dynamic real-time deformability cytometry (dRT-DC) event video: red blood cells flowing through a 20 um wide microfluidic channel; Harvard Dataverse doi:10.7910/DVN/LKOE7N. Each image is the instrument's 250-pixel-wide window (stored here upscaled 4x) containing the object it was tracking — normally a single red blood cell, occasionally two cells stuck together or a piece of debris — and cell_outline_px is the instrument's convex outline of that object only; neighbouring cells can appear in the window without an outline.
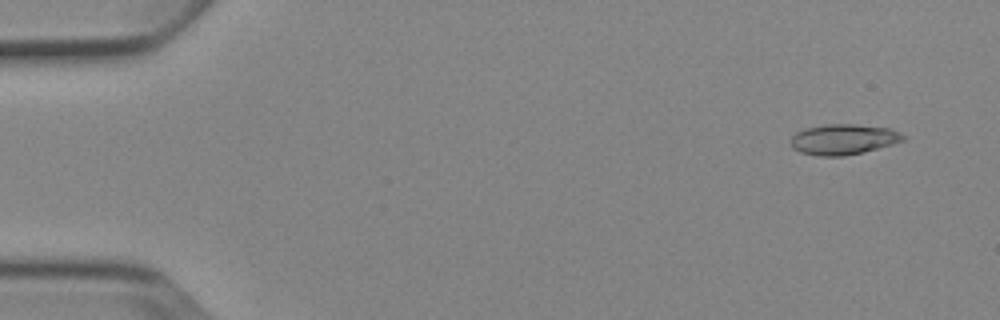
{"species": "Egyptian fruit bat (a non-hibernating species)", "species_latin": "Rousettus aegyptiacus", "temperature_condition": "cold", "stored_images_in_passage": 6, "camera_frame_rate_fps": 3000, "um_per_image_px": 0.085, "animal": {"sex": "female"}, "frame": {"image": 1, "passage_image": 2, "time_ms": 1.0, "image_size_px": [1000, 320], "cell_outline_px": [[904, 140], [892, 144], [864, 152], [844, 156], [816, 156], [800, 152], [792, 148], [792, 136], [796, 132], [804, 128], [824, 124], [852, 124], [892, 128], [900, 132], [904, 136]], "centroid_in_image_um": [71.68, 11.84], "position_along_channel_um": 13.3, "area_um2": 20.06}}
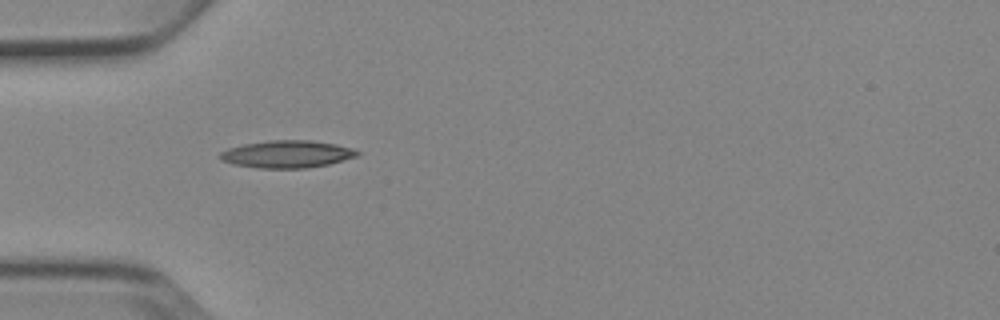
{"frame": {"image": 2, "passage_image": 5, "time_ms": 5.333, "image_size_px": [1000, 320], "cell_outline_px": [[360, 152], [356, 156], [328, 164], [308, 168], [260, 168], [236, 164], [220, 160], [216, 156], [220, 152], [228, 148], [244, 144], [268, 140], [312, 140], [336, 144], [352, 148]], "centroid_in_image_um": [24.37, 13.09], "position_along_channel_um": 60.6, "area_um2": 21.85}}
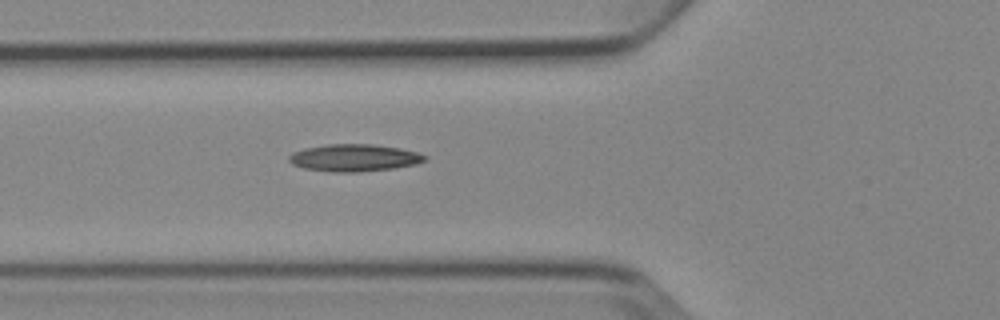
{"frame": {"image": 3, "passage_image": 6, "time_ms": 6.333, "image_size_px": [1000, 320], "cell_outline_px": [[428, 160], [416, 164], [392, 168], [356, 172], [332, 172], [304, 168], [292, 164], [288, 160], [288, 156], [292, 152], [304, 148], [328, 144], [372, 144], [400, 148], [416, 152], [428, 156]], "centroid_in_image_um": [30.1, 13.41], "position_along_channel_um": 95.7, "area_um2": 21.56}}